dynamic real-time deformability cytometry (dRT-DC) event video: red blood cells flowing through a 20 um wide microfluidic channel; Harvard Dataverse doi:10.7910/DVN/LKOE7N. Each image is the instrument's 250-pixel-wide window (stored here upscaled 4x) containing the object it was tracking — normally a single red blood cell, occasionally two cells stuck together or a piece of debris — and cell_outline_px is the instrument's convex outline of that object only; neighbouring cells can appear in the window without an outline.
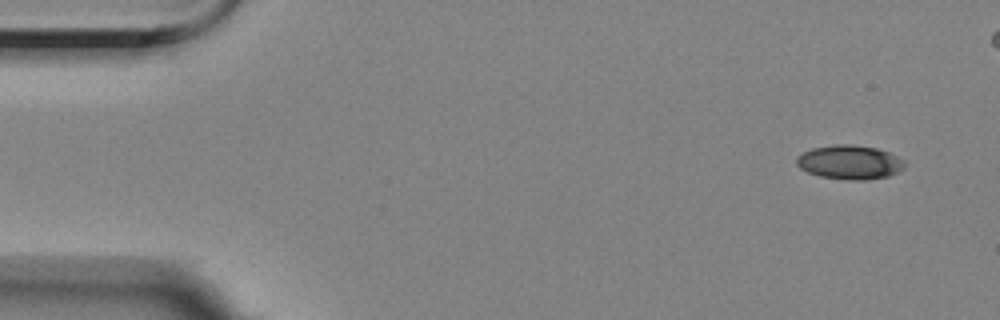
{"species": "Egyptian fruit bat (a non-hibernating species)", "species_latin": "Rousettus aegyptiacus", "temperature_condition": "room temperature", "stored_images_in_passage": 3, "camera_frame_rate_fps": 3000, "um_per_image_px": 0.085, "animal": {"sex": "female"}, "frame": {"image": 1, "passage_image": 1, "time_ms": 0.0, "image_size_px": [1000, 320], "cell_outline_px": [[908, 164], [904, 168], [888, 176], [864, 180], [848, 180], [820, 176], [808, 172], [800, 168], [796, 164], [796, 156], [812, 148], [836, 144], [852, 144], [876, 148], [888, 152], [904, 160]], "centroid_in_image_um": [72.22, 13.78], "position_along_channel_um": 12.8, "area_um2": 21.5}}